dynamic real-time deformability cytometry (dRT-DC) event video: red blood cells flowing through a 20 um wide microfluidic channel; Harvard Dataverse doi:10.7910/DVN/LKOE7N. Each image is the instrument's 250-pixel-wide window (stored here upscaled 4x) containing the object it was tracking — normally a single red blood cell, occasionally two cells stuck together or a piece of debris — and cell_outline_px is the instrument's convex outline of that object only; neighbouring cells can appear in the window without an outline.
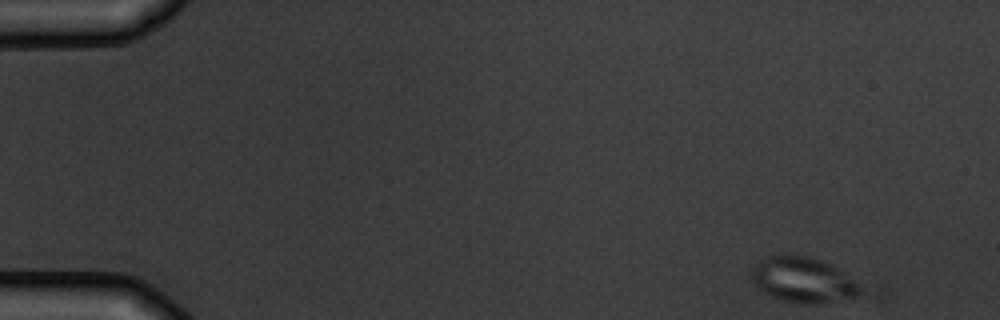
{"species": "common noctule bat (a hibernating species)", "species_latin": "Nyctalus noctula", "temperature_condition": "warm", "stored_images_in_passage": 4, "camera_frame_rate_fps": 3000, "um_per_image_px": 0.085, "animal": {"sex": "male", "body_mass_g": 19.5, "forearm_length_mm": 54.6}, "frame": {"image": 1, "passage_image": 1, "time_ms": 0.0, "image_size_px": [1000, 320], "cell_outline_px": [[884, 296], [880, 300], [824, 304], [800, 304], [784, 300], [772, 296], [764, 292], [752, 284], [748, 272], [760, 260], [768, 256], [780, 252], [808, 256], [832, 264], [880, 288], [884, 292]], "centroid_in_image_um": [68.85, 23.89], "position_along_channel_um": 16.1, "area_um2": 33.7}}